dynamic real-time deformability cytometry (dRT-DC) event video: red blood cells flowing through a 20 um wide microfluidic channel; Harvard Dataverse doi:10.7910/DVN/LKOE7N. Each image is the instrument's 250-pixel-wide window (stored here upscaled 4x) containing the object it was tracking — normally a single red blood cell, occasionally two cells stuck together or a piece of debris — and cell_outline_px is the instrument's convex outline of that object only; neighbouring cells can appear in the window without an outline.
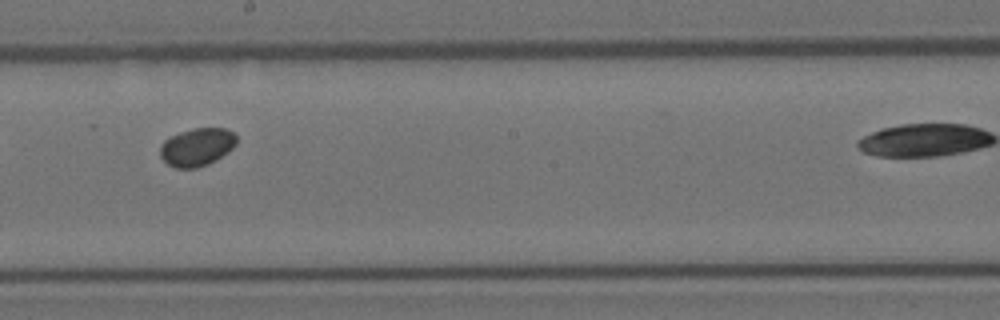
{"species": "Egyptian fruit bat (a non-hibernating species)", "species_latin": "Rousettus aegyptiacus", "temperature_condition": "room temperature", "stored_images_in_passage": 11, "camera_frame_rate_fps": 3000, "um_per_image_px": 0.085, "animal": {"sex": "female"}, "frame": {"image": 1, "passage_image": 7, "time_ms": 2.0, "image_size_px": [1000, 320], "cell_outline_px": [[236, 144], [228, 152], [216, 160], [208, 164], [196, 168], [176, 168], [168, 164], [160, 156], [160, 144], [164, 140], [180, 132], [192, 128], [224, 128], [232, 132], [236, 136]], "centroid_in_image_um": [16.73, 12.5], "position_along_channel_um": 231.5, "area_um2": 16.88}}